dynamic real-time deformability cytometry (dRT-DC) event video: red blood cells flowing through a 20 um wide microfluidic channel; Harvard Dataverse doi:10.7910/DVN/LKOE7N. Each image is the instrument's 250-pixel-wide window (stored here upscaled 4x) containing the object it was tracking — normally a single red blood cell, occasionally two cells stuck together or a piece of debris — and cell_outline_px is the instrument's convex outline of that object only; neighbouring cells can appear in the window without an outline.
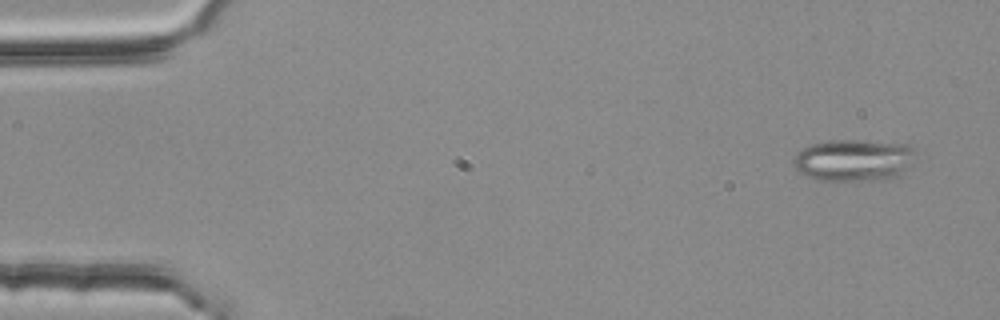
{"species": "common noctule bat (a hibernating species)", "species_latin": "Nyctalus noctula", "temperature_condition": "room temperature", "stored_images_in_passage": 4, "camera_frame_rate_fps": 3000, "um_per_image_px": 0.085, "animal": {"sex": "female", "body_mass_g": 25.1}, "frame": {"image": 1, "passage_image": 1, "time_ms": 0.0, "image_size_px": [1000, 320], "cell_outline_px": [[916, 152], [900, 180], [820, 180], [804, 176], [792, 164], [792, 156], [800, 148], [812, 144], [828, 140], [856, 140], [912, 144], [916, 148]], "centroid_in_image_um": [72.59, 13.62], "position_along_channel_um": 12.4, "area_um2": 30.69}}